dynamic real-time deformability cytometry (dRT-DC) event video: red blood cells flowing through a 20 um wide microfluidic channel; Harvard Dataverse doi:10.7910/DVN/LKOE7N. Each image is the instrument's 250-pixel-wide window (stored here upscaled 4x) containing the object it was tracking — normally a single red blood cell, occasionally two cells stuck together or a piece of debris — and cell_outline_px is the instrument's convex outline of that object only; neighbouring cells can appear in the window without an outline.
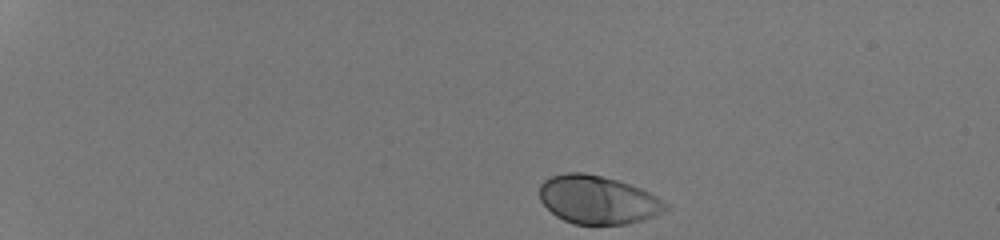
{"species": "human", "species_latin": "Homo sapiens", "temperature_condition": "room temperature", "stored_images_in_passage": 36, "camera_frame_rate_fps": 3000, "um_per_image_px": 0.085, "donor": {"sex": "male"}, "frame": {"image": 1, "passage_image": 1, "time_ms": 0.0, "image_size_px": [1000, 240], "cell_outline_px": [[668, 208], [644, 220], [628, 224], [572, 224], [556, 216], [540, 200], [540, 184], [544, 180], [552, 176], [568, 172], [584, 172], [616, 180], [640, 188], [664, 200], [668, 204]], "centroid_in_image_um": [50.8, 16.98], "position_along_channel_um": 34.2, "area_um2": 35.26}}
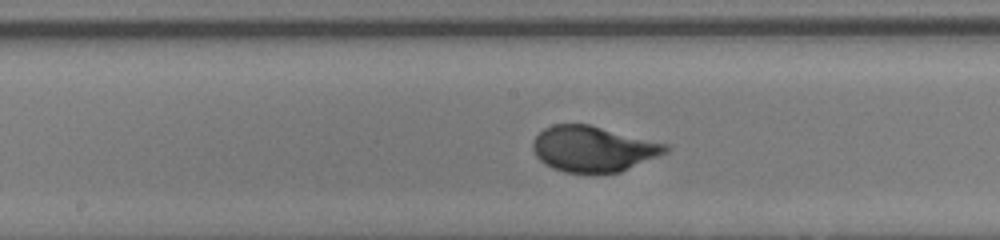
{"frame": {"image": 2, "passage_image": 21, "time_ms": 6.667, "image_size_px": [1000, 240], "cell_outline_px": [[672, 148], [668, 152], [620, 172], [592, 176], [564, 172], [552, 168], [544, 164], [536, 156], [532, 148], [532, 140], [544, 128], [552, 124], [588, 124], [668, 144]], "centroid_in_image_um": [50.41, 12.69], "position_along_channel_um": 197.8, "area_um2": 36.07}}
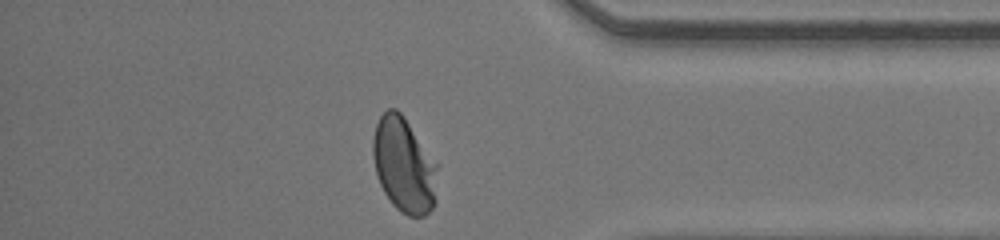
{"frame": {"image": 3, "passage_image": 36, "time_ms": 11.667, "image_size_px": [1000, 240], "cell_outline_px": [[440, 164], [436, 200], [432, 208], [424, 216], [408, 216], [400, 212], [392, 204], [384, 192], [380, 184], [376, 172], [372, 156], [372, 140], [376, 124], [380, 116], [388, 108], [396, 108], [404, 116]], "centroid_in_image_um": [34.38, 14.02], "position_along_channel_um": 400.8, "area_um2": 36.65}, "authors_computed_cell_mechanics": {"area_um2": 35.1424, "velocity_mm_per_s": 4.2362, "shape_relaxation_time_tau1_ms": 2.279, "shape_relaxation_time_tau2_ms": null, "deformation_change_tau1": 0.159, "deformation_change_tau2": null}}